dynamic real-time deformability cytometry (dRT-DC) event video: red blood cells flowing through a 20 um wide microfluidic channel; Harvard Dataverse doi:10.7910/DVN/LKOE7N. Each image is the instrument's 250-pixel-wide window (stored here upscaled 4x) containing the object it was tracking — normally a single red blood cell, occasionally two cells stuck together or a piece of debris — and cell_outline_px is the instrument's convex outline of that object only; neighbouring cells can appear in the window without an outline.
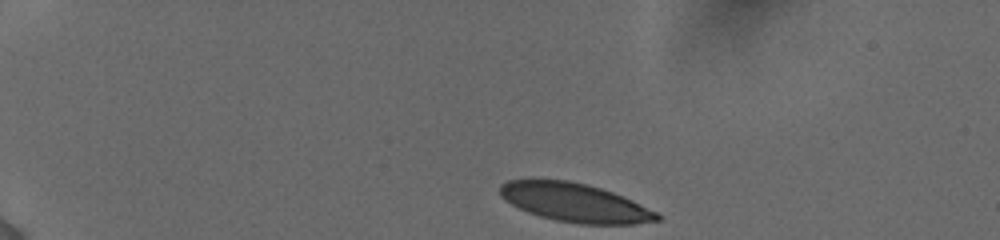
{"species": "human", "species_latin": "Homo sapiens", "temperature_condition": "cold", "stored_images_in_passage": 34, "camera_frame_rate_fps": 3000, "um_per_image_px": 0.085, "donor": {"sex": "female"}, "frame": {"image": 1, "passage_image": 1, "time_ms": 0.0, "image_size_px": [1000, 240], "cell_outline_px": [[660, 220], [632, 224], [580, 224], [556, 220], [540, 216], [528, 212], [512, 204], [500, 196], [500, 184], [508, 180], [536, 176], [568, 180], [600, 188], [612, 192], [632, 200], [656, 212], [660, 216]], "centroid_in_image_um": [48.77, 17.17], "position_along_channel_um": 36.2, "area_um2": 35.78}}
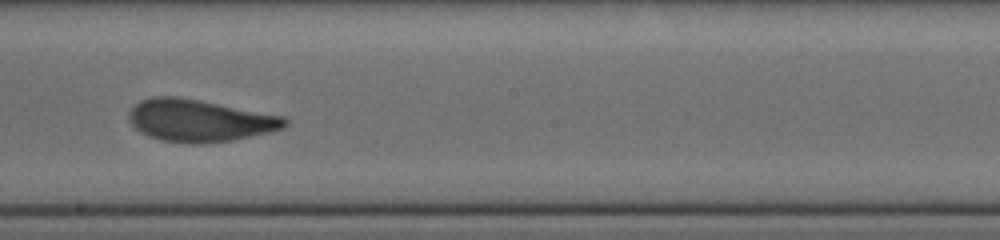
{"frame": {"image": 2, "passage_image": 19, "time_ms": 7.333, "image_size_px": [1000, 240], "cell_outline_px": [[288, 124], [284, 128], [268, 132], [232, 140], [200, 144], [192, 144], [160, 140], [148, 136], [140, 132], [128, 120], [128, 112], [140, 100], [152, 96], [176, 96], [200, 100], [284, 116], [288, 120]], "centroid_in_image_um": [16.94, 10.24], "position_along_channel_um": 231.3, "area_um2": 38.38}}
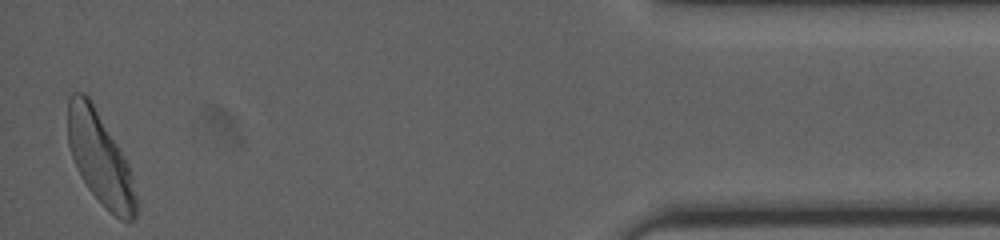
{"frame": {"image": 3, "passage_image": 34, "time_ms": 14.0, "image_size_px": [1000, 240], "cell_outline_px": [[136, 216], [132, 220], [120, 220], [88, 188], [80, 176], [76, 168], [68, 144], [68, 100], [72, 92], [84, 92], [88, 96], [124, 156], [128, 164], [136, 196]], "centroid_in_image_um": [8.47, 13.44], "position_along_channel_um": 426.7, "area_um2": 35.78}, "authors_computed_cell_mechanics": {"area_um2": 37.5411, "velocity_mm_per_s": 3.8556, "shape_relaxation_time_tau1_ms": 4.0195, "shape_relaxation_time_tau2_ms": 0.8899, "deformation_change_tau1": 0.155, "deformation_change_tau2": 0.0844}}